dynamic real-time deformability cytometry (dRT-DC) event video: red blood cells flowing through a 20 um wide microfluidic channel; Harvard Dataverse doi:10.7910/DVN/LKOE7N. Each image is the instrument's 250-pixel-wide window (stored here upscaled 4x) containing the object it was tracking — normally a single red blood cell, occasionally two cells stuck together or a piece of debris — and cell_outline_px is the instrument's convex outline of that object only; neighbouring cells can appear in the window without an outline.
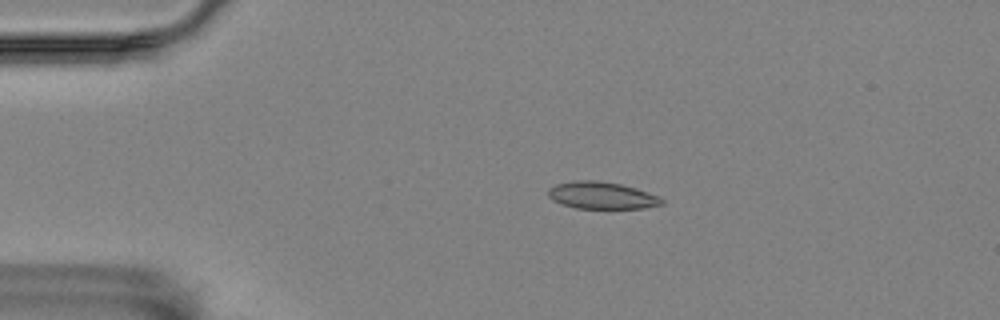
{"species": "Egyptian fruit bat (a non-hibernating species)", "species_latin": "Rousettus aegyptiacus", "temperature_condition": "room temperature", "stored_images_in_passage": 6, "camera_frame_rate_fps": 3000, "um_per_image_px": 0.085, "animal": {"sex": "female"}, "frame": {"image": 1, "passage_image": 2, "time_ms": 0.333, "image_size_px": [1000, 320], "cell_outline_px": [[664, 204], [644, 208], [576, 208], [552, 200], [548, 196], [548, 188], [556, 184], [572, 180], [596, 180], [620, 184], [636, 188], [660, 196], [664, 200]], "centroid_in_image_um": [51.16, 16.6], "position_along_channel_um": 33.8, "area_um2": 17.98}}
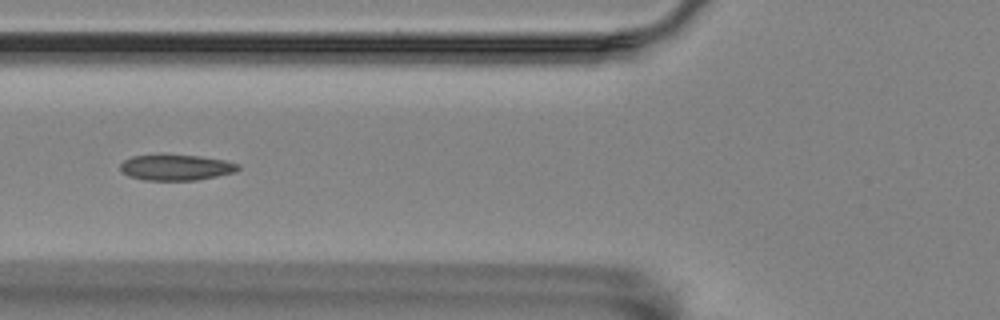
{"frame": {"image": 2, "passage_image": 5, "time_ms": 1.333, "image_size_px": [1000, 320], "cell_outline_px": [[240, 168], [236, 172], [196, 180], [144, 180], [128, 176], [120, 172], [120, 164], [124, 160], [132, 156], [200, 156], [224, 160], [240, 164]], "centroid_in_image_um": [14.97, 14.25], "position_along_channel_um": 110.8, "area_um2": 17.46}}
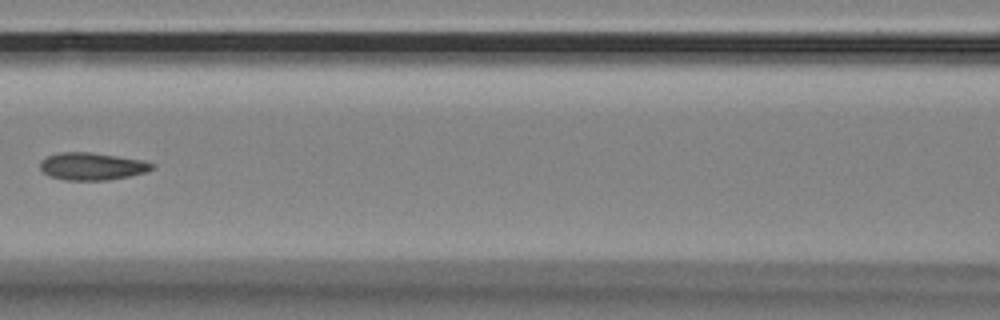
{"frame": {"image": 3, "passage_image": 6, "time_ms": 1.667, "image_size_px": [1000, 320], "cell_outline_px": [[156, 164], [152, 168], [144, 172], [128, 176], [108, 180], [64, 180], [48, 176], [40, 168], [40, 160], [48, 156], [60, 152], [88, 152], [116, 156], [140, 160]], "centroid_in_image_um": [7.77, 14.14], "position_along_channel_um": 158.8, "area_um2": 17.69}}